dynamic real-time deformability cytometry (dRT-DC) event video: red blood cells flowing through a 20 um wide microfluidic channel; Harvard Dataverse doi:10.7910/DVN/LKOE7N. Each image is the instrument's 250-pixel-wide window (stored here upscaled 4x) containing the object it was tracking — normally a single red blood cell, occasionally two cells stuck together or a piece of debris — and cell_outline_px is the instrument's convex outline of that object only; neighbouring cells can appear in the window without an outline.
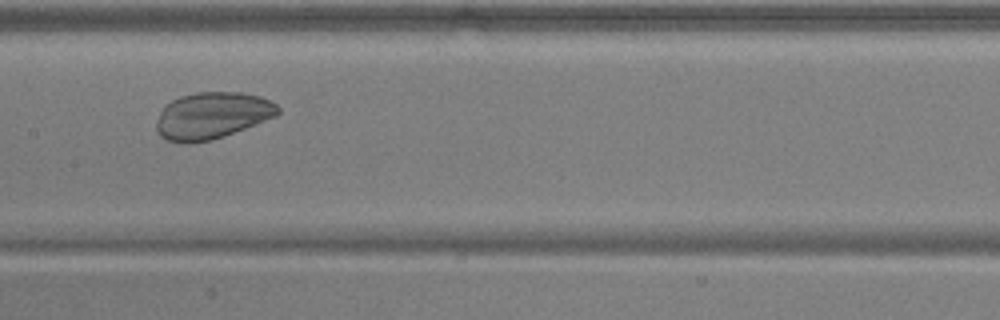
{"species": "common noctule bat (a hibernating species)", "species_latin": "Nyctalus noctula", "temperature_condition": "warm", "stored_images_in_passage": 6, "camera_frame_rate_fps": 3000, "um_per_image_px": 0.085, "animal": {"sex": "male", "body_mass_g": 17.9, "forearm_length_mm": 54.2}, "frame": {"image": 1, "passage_image": 6, "time_ms": 1.667, "image_size_px": [1000, 320], "cell_outline_px": [[280, 112], [276, 116], [212, 140], [184, 144], [168, 140], [160, 136], [156, 128], [156, 120], [164, 104], [180, 96], [196, 92], [240, 92], [260, 96], [276, 104], [280, 108]], "centroid_in_image_um": [17.99, 9.82], "position_along_channel_um": 189.4, "area_um2": 33.06}}